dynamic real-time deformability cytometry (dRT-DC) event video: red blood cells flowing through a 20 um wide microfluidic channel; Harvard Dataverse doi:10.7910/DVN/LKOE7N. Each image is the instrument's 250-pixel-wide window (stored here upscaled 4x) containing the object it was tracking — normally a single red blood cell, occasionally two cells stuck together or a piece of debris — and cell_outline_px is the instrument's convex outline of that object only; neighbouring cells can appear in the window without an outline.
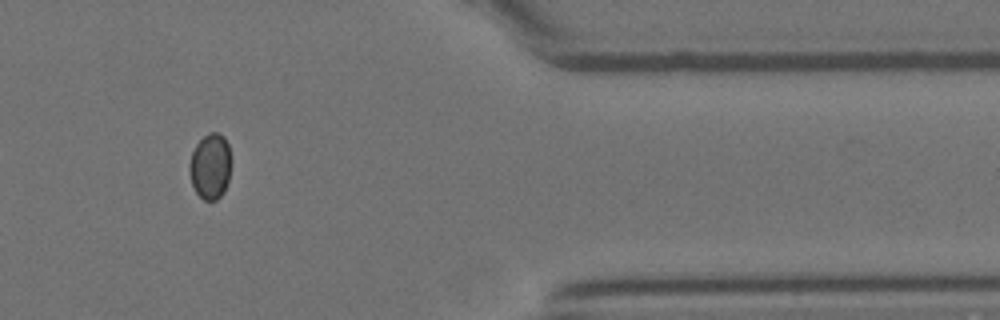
{"species": "Egyptian fruit bat (a non-hibernating species)", "species_latin": "Rousettus aegyptiacus", "temperature_condition": "room temperature", "stored_images_in_passage": 15, "camera_frame_rate_fps": 3000, "um_per_image_px": 0.085, "animal": {"sex": "female"}, "frame": {"image": 1, "passage_image": 13, "time_ms": 4.0, "image_size_px": [1000, 320], "cell_outline_px": [[232, 160], [228, 180], [224, 192], [216, 200], [204, 200], [196, 192], [192, 184], [188, 168], [192, 152], [196, 144], [208, 132], [220, 132], [224, 136], [228, 144]], "centroid_in_image_um": [17.89, 14.11], "position_along_channel_um": 393.5, "area_um2": 16.18}}